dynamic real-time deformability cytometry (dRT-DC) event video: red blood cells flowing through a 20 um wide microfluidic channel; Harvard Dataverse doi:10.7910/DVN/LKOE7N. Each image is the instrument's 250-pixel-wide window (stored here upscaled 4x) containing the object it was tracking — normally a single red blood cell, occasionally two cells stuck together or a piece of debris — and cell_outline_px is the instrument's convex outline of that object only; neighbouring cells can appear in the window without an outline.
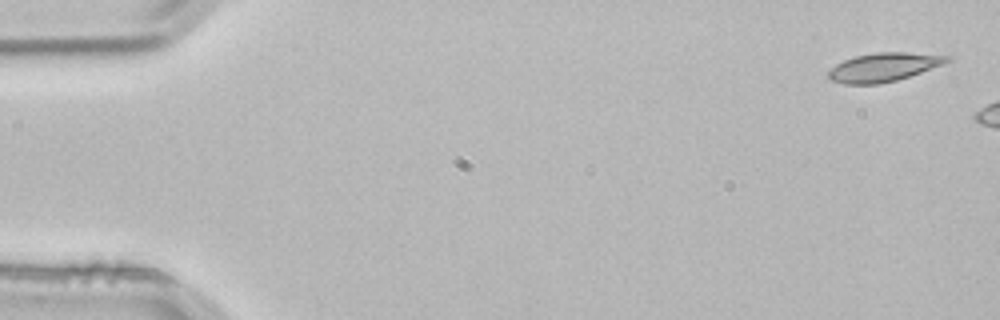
{"species": "common noctule bat (a hibernating species)", "species_latin": "Nyctalus noctula", "temperature_condition": "room temperature", "stored_images_in_passage": 8, "camera_frame_rate_fps": 3000, "um_per_image_px": 0.085, "animal": {"sex": "male", "body_mass_g": 21.5, "forearm_length_mm": 52.0}, "frame": {"image": 1, "passage_image": 1, "time_ms": 0.0, "image_size_px": [1000, 320], "cell_outline_px": [[952, 60], [944, 64], [896, 80], [880, 84], [844, 84], [832, 80], [828, 76], [828, 72], [836, 64], [844, 60], [856, 56], [876, 52], [908, 52], [952, 56]], "centroid_in_image_um": [75.14, 5.7], "position_along_channel_um": 9.9, "area_um2": 19.71}}